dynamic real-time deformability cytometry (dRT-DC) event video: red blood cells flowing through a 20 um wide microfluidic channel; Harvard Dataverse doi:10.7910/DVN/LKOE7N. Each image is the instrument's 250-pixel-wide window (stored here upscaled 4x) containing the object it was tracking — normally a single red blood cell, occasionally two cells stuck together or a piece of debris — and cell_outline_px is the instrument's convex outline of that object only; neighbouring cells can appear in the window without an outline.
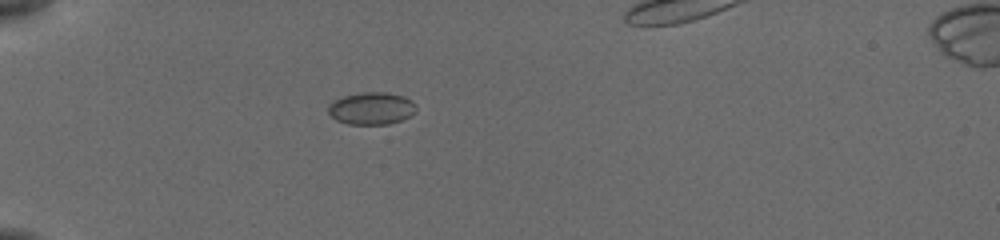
{"species": "common noctule bat (a hibernating species)", "species_latin": "Nyctalus noctula", "temperature_condition": "cold", "stored_images_in_passage": 37, "camera_frame_rate_fps": 3000, "um_per_image_px": 0.085, "animal": {"sex": "female", "body_mass_g": 19.5, "forearm_length_mm": 54.1}, "frame": {"image": 1, "passage_image": 4, "time_ms": 2.333, "image_size_px": [1000, 240], "cell_outline_px": [[416, 112], [400, 120], [388, 124], [348, 124], [336, 120], [328, 112], [328, 104], [344, 96], [364, 92], [388, 92], [404, 96], [412, 100], [416, 104]], "centroid_in_image_um": [31.6, 9.2], "position_along_channel_um": 53.4, "area_um2": 16.53}}
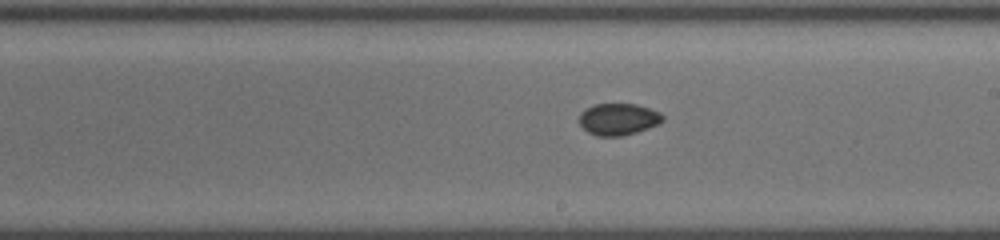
{"frame": {"image": 2, "passage_image": 19, "time_ms": 7.667, "image_size_px": [1000, 240], "cell_outline_px": [[664, 120], [648, 128], [624, 136], [596, 136], [588, 132], [580, 124], [580, 112], [596, 104], [636, 104], [660, 112], [664, 116]], "centroid_in_image_um": [52.57, 10.14], "position_along_channel_um": 236.4, "area_um2": 15.32}}
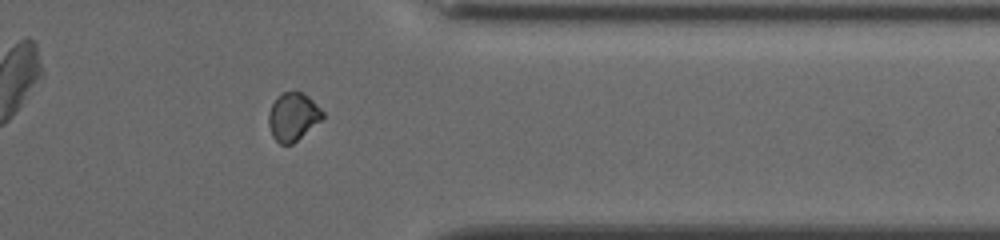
{"frame": {"image": 3, "passage_image": 32, "time_ms": 11.667, "image_size_px": [1000, 240], "cell_outline_px": [[324, 116], [320, 120], [292, 144], [280, 144], [272, 136], [268, 124], [268, 112], [276, 96], [284, 92], [304, 92], [324, 112]], "centroid_in_image_um": [24.87, 9.9], "position_along_channel_um": 386.5, "area_um2": 14.97}}